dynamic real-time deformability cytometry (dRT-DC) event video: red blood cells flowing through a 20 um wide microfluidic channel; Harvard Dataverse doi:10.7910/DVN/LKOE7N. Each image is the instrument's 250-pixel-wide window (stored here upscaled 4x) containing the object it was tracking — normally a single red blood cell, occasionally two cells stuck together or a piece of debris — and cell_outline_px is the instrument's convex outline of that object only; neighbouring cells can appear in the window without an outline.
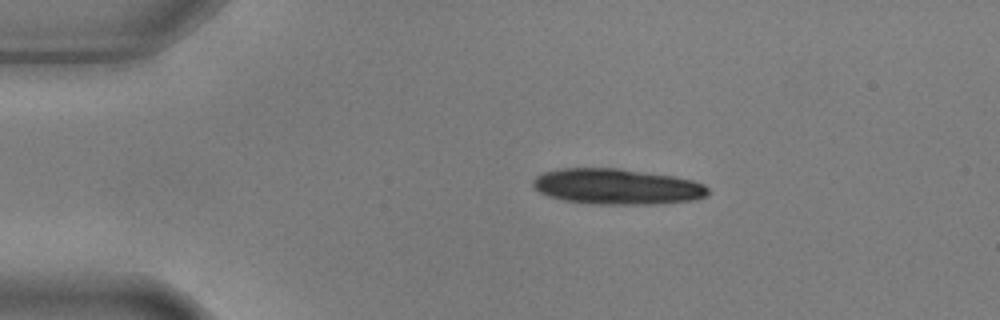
{"species": "common noctule bat (a hibernating species)", "species_latin": "Nyctalus noctula", "temperature_condition": "warm", "stored_images_in_passage": 4, "camera_frame_rate_fps": 3000, "um_per_image_px": 0.085, "animal": {"sex": "male", "body_mass_g": 17.9, "forearm_length_mm": 54.2}, "frame": {"image": 1, "passage_image": 1, "time_ms": 0.0, "image_size_px": [1000, 320], "cell_outline_px": [[708, 196], [696, 200], [652, 204], [600, 204], [564, 200], [548, 196], [540, 192], [532, 184], [532, 180], [536, 176], [544, 172], [556, 168], [616, 168], [676, 176], [692, 180], [704, 184], [708, 188]], "centroid_in_image_um": [52.46, 15.85], "position_along_channel_um": 32.5, "area_um2": 36.47}}